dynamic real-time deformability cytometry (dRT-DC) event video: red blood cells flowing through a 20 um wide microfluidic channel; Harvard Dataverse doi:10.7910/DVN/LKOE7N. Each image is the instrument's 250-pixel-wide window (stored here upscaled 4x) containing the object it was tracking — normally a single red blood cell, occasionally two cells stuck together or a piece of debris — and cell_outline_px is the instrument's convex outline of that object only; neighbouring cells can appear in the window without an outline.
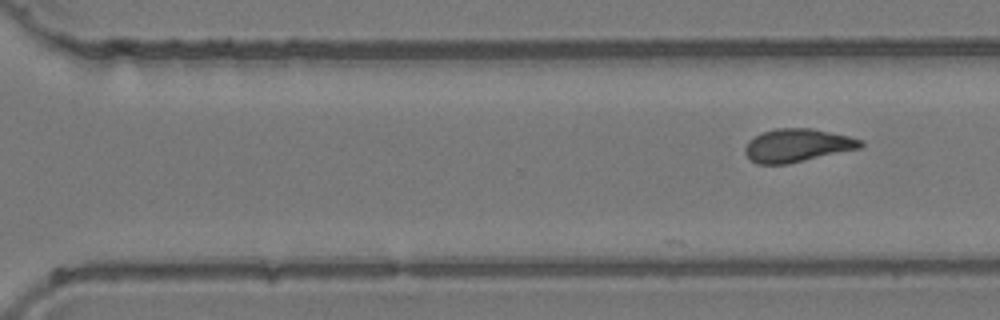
{"species": "common noctule bat (a hibernating species)", "species_latin": "Nyctalus noctula", "temperature_condition": "room temperature", "stored_images_in_passage": 21, "camera_frame_rate_fps": 3000, "um_per_image_px": 0.085, "animal": {"sex": "female", "body_mass_g": 24.6, "forearm_length_mm": 56.2}, "frame": {"image": 1, "passage_image": 21, "time_ms": 6.667, "image_size_px": [1000, 320], "cell_outline_px": [[864, 144], [860, 148], [788, 164], [756, 164], [744, 152], [744, 148], [748, 140], [764, 132], [776, 128], [812, 128], [848, 136], [864, 140]], "centroid_in_image_um": [67.77, 12.36], "position_along_channel_um": 302.8, "area_um2": 22.25}}